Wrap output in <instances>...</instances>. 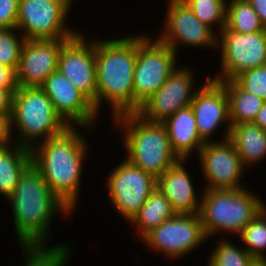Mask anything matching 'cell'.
<instances>
[{
	"label": "cell",
	"instance_id": "cell-1",
	"mask_svg": "<svg viewBox=\"0 0 266 266\" xmlns=\"http://www.w3.org/2000/svg\"><path fill=\"white\" fill-rule=\"evenodd\" d=\"M14 217L15 233L23 253H56L71 258V246L47 243L56 213L73 214L48 187L41 172L31 163L7 198ZM47 245V246H46Z\"/></svg>",
	"mask_w": 266,
	"mask_h": 266
},
{
	"label": "cell",
	"instance_id": "cell-2",
	"mask_svg": "<svg viewBox=\"0 0 266 266\" xmlns=\"http://www.w3.org/2000/svg\"><path fill=\"white\" fill-rule=\"evenodd\" d=\"M88 146L78 128L68 127L31 149L32 164L41 172L52 192L73 212L79 201Z\"/></svg>",
	"mask_w": 266,
	"mask_h": 266
},
{
	"label": "cell",
	"instance_id": "cell-3",
	"mask_svg": "<svg viewBox=\"0 0 266 266\" xmlns=\"http://www.w3.org/2000/svg\"><path fill=\"white\" fill-rule=\"evenodd\" d=\"M96 39V112L99 113L102 103L107 102L113 118L134 113L137 36L128 34L124 38Z\"/></svg>",
	"mask_w": 266,
	"mask_h": 266
},
{
	"label": "cell",
	"instance_id": "cell-4",
	"mask_svg": "<svg viewBox=\"0 0 266 266\" xmlns=\"http://www.w3.org/2000/svg\"><path fill=\"white\" fill-rule=\"evenodd\" d=\"M112 120L122 128L125 159L154 178L158 179L179 160L163 123L149 122L136 112L121 114Z\"/></svg>",
	"mask_w": 266,
	"mask_h": 266
},
{
	"label": "cell",
	"instance_id": "cell-5",
	"mask_svg": "<svg viewBox=\"0 0 266 266\" xmlns=\"http://www.w3.org/2000/svg\"><path fill=\"white\" fill-rule=\"evenodd\" d=\"M68 127L40 87H18L14 92L9 120L11 140L12 129L19 134L14 143L32 149L37 142L57 136Z\"/></svg>",
	"mask_w": 266,
	"mask_h": 266
},
{
	"label": "cell",
	"instance_id": "cell-6",
	"mask_svg": "<svg viewBox=\"0 0 266 266\" xmlns=\"http://www.w3.org/2000/svg\"><path fill=\"white\" fill-rule=\"evenodd\" d=\"M204 190L199 215L207 238L225 232L239 235L266 206L246 188Z\"/></svg>",
	"mask_w": 266,
	"mask_h": 266
},
{
	"label": "cell",
	"instance_id": "cell-7",
	"mask_svg": "<svg viewBox=\"0 0 266 266\" xmlns=\"http://www.w3.org/2000/svg\"><path fill=\"white\" fill-rule=\"evenodd\" d=\"M146 34H137L134 70V113L154 94L178 66L177 53L168 45Z\"/></svg>",
	"mask_w": 266,
	"mask_h": 266
},
{
	"label": "cell",
	"instance_id": "cell-8",
	"mask_svg": "<svg viewBox=\"0 0 266 266\" xmlns=\"http://www.w3.org/2000/svg\"><path fill=\"white\" fill-rule=\"evenodd\" d=\"M73 0H19L16 28L25 39H70L79 32L67 25Z\"/></svg>",
	"mask_w": 266,
	"mask_h": 266
},
{
	"label": "cell",
	"instance_id": "cell-9",
	"mask_svg": "<svg viewBox=\"0 0 266 266\" xmlns=\"http://www.w3.org/2000/svg\"><path fill=\"white\" fill-rule=\"evenodd\" d=\"M217 36L221 52V71L209 78L218 82L233 80L236 76L266 64V30L237 33L225 26Z\"/></svg>",
	"mask_w": 266,
	"mask_h": 266
},
{
	"label": "cell",
	"instance_id": "cell-10",
	"mask_svg": "<svg viewBox=\"0 0 266 266\" xmlns=\"http://www.w3.org/2000/svg\"><path fill=\"white\" fill-rule=\"evenodd\" d=\"M106 185L113 208L130 223L157 187V179L125 159L111 171Z\"/></svg>",
	"mask_w": 266,
	"mask_h": 266
},
{
	"label": "cell",
	"instance_id": "cell-11",
	"mask_svg": "<svg viewBox=\"0 0 266 266\" xmlns=\"http://www.w3.org/2000/svg\"><path fill=\"white\" fill-rule=\"evenodd\" d=\"M198 214H175L144 238L149 249L165 254L169 260H178L189 255L207 240Z\"/></svg>",
	"mask_w": 266,
	"mask_h": 266
},
{
	"label": "cell",
	"instance_id": "cell-12",
	"mask_svg": "<svg viewBox=\"0 0 266 266\" xmlns=\"http://www.w3.org/2000/svg\"><path fill=\"white\" fill-rule=\"evenodd\" d=\"M197 156L200 158V169L207 182L205 189L244 188L241 181L246 167L229 139L205 142Z\"/></svg>",
	"mask_w": 266,
	"mask_h": 266
},
{
	"label": "cell",
	"instance_id": "cell-13",
	"mask_svg": "<svg viewBox=\"0 0 266 266\" xmlns=\"http://www.w3.org/2000/svg\"><path fill=\"white\" fill-rule=\"evenodd\" d=\"M162 34L158 37L177 55L179 46L217 49L216 31L202 23L184 1L168 0Z\"/></svg>",
	"mask_w": 266,
	"mask_h": 266
},
{
	"label": "cell",
	"instance_id": "cell-14",
	"mask_svg": "<svg viewBox=\"0 0 266 266\" xmlns=\"http://www.w3.org/2000/svg\"><path fill=\"white\" fill-rule=\"evenodd\" d=\"M194 70L189 67H176L165 83L144 102L136 112L149 122L163 123L179 109L191 105L196 83Z\"/></svg>",
	"mask_w": 266,
	"mask_h": 266
},
{
	"label": "cell",
	"instance_id": "cell-15",
	"mask_svg": "<svg viewBox=\"0 0 266 266\" xmlns=\"http://www.w3.org/2000/svg\"><path fill=\"white\" fill-rule=\"evenodd\" d=\"M58 70L93 104L96 111L95 39L87 41L80 31L70 38L61 47Z\"/></svg>",
	"mask_w": 266,
	"mask_h": 266
},
{
	"label": "cell",
	"instance_id": "cell-16",
	"mask_svg": "<svg viewBox=\"0 0 266 266\" xmlns=\"http://www.w3.org/2000/svg\"><path fill=\"white\" fill-rule=\"evenodd\" d=\"M40 88L53 103L57 114L69 127H94L99 114L93 104L59 70L52 72ZM98 115V116H97Z\"/></svg>",
	"mask_w": 266,
	"mask_h": 266
},
{
	"label": "cell",
	"instance_id": "cell-17",
	"mask_svg": "<svg viewBox=\"0 0 266 266\" xmlns=\"http://www.w3.org/2000/svg\"><path fill=\"white\" fill-rule=\"evenodd\" d=\"M198 87L191 107L200 137L205 142L213 141V139L211 140L213 133L215 134L221 124L226 123L227 128L224 130L222 139H228L231 124L226 88L220 82L210 79L209 76L202 86Z\"/></svg>",
	"mask_w": 266,
	"mask_h": 266
},
{
	"label": "cell",
	"instance_id": "cell-18",
	"mask_svg": "<svg viewBox=\"0 0 266 266\" xmlns=\"http://www.w3.org/2000/svg\"><path fill=\"white\" fill-rule=\"evenodd\" d=\"M69 39H26L16 69L18 87H40L58 70L61 47Z\"/></svg>",
	"mask_w": 266,
	"mask_h": 266
},
{
	"label": "cell",
	"instance_id": "cell-19",
	"mask_svg": "<svg viewBox=\"0 0 266 266\" xmlns=\"http://www.w3.org/2000/svg\"><path fill=\"white\" fill-rule=\"evenodd\" d=\"M187 159H179L171 165L158 179L157 188L169 200L176 214H198L201 198L198 199L193 180L187 168Z\"/></svg>",
	"mask_w": 266,
	"mask_h": 266
},
{
	"label": "cell",
	"instance_id": "cell-20",
	"mask_svg": "<svg viewBox=\"0 0 266 266\" xmlns=\"http://www.w3.org/2000/svg\"><path fill=\"white\" fill-rule=\"evenodd\" d=\"M163 124L167 129L172 150L179 159H190L193 151L198 154L205 141L198 133L191 105L179 109Z\"/></svg>",
	"mask_w": 266,
	"mask_h": 266
},
{
	"label": "cell",
	"instance_id": "cell-21",
	"mask_svg": "<svg viewBox=\"0 0 266 266\" xmlns=\"http://www.w3.org/2000/svg\"><path fill=\"white\" fill-rule=\"evenodd\" d=\"M237 150L242 164L258 165L266 158V131L253 122H243L231 126L228 138Z\"/></svg>",
	"mask_w": 266,
	"mask_h": 266
},
{
	"label": "cell",
	"instance_id": "cell-22",
	"mask_svg": "<svg viewBox=\"0 0 266 266\" xmlns=\"http://www.w3.org/2000/svg\"><path fill=\"white\" fill-rule=\"evenodd\" d=\"M31 163V149L12 142L0 146V194L7 199Z\"/></svg>",
	"mask_w": 266,
	"mask_h": 266
},
{
	"label": "cell",
	"instance_id": "cell-23",
	"mask_svg": "<svg viewBox=\"0 0 266 266\" xmlns=\"http://www.w3.org/2000/svg\"><path fill=\"white\" fill-rule=\"evenodd\" d=\"M175 214L169 200L156 187L129 224L135 225L138 229L137 234L142 240L155 227L171 219Z\"/></svg>",
	"mask_w": 266,
	"mask_h": 266
},
{
	"label": "cell",
	"instance_id": "cell-24",
	"mask_svg": "<svg viewBox=\"0 0 266 266\" xmlns=\"http://www.w3.org/2000/svg\"><path fill=\"white\" fill-rule=\"evenodd\" d=\"M220 83L226 88L228 94L231 126L243 122H253L265 101L241 89L233 80H225Z\"/></svg>",
	"mask_w": 266,
	"mask_h": 266
},
{
	"label": "cell",
	"instance_id": "cell-25",
	"mask_svg": "<svg viewBox=\"0 0 266 266\" xmlns=\"http://www.w3.org/2000/svg\"><path fill=\"white\" fill-rule=\"evenodd\" d=\"M225 27L237 33L264 31L266 27L247 0H228Z\"/></svg>",
	"mask_w": 266,
	"mask_h": 266
},
{
	"label": "cell",
	"instance_id": "cell-26",
	"mask_svg": "<svg viewBox=\"0 0 266 266\" xmlns=\"http://www.w3.org/2000/svg\"><path fill=\"white\" fill-rule=\"evenodd\" d=\"M246 251L258 262H266V206L258 213L238 235Z\"/></svg>",
	"mask_w": 266,
	"mask_h": 266
},
{
	"label": "cell",
	"instance_id": "cell-27",
	"mask_svg": "<svg viewBox=\"0 0 266 266\" xmlns=\"http://www.w3.org/2000/svg\"><path fill=\"white\" fill-rule=\"evenodd\" d=\"M211 251L207 266H257L258 261L244 246L236 247L228 239H222Z\"/></svg>",
	"mask_w": 266,
	"mask_h": 266
},
{
	"label": "cell",
	"instance_id": "cell-28",
	"mask_svg": "<svg viewBox=\"0 0 266 266\" xmlns=\"http://www.w3.org/2000/svg\"><path fill=\"white\" fill-rule=\"evenodd\" d=\"M194 15L213 30L219 32L226 24L227 0H184ZM214 27V28H213Z\"/></svg>",
	"mask_w": 266,
	"mask_h": 266
},
{
	"label": "cell",
	"instance_id": "cell-29",
	"mask_svg": "<svg viewBox=\"0 0 266 266\" xmlns=\"http://www.w3.org/2000/svg\"><path fill=\"white\" fill-rule=\"evenodd\" d=\"M17 28L0 29V64L6 67H18L25 37ZM20 37V38H19Z\"/></svg>",
	"mask_w": 266,
	"mask_h": 266
},
{
	"label": "cell",
	"instance_id": "cell-30",
	"mask_svg": "<svg viewBox=\"0 0 266 266\" xmlns=\"http://www.w3.org/2000/svg\"><path fill=\"white\" fill-rule=\"evenodd\" d=\"M233 81L243 90L266 101V64L242 72Z\"/></svg>",
	"mask_w": 266,
	"mask_h": 266
},
{
	"label": "cell",
	"instance_id": "cell-31",
	"mask_svg": "<svg viewBox=\"0 0 266 266\" xmlns=\"http://www.w3.org/2000/svg\"><path fill=\"white\" fill-rule=\"evenodd\" d=\"M19 0H0V29L16 28Z\"/></svg>",
	"mask_w": 266,
	"mask_h": 266
},
{
	"label": "cell",
	"instance_id": "cell-32",
	"mask_svg": "<svg viewBox=\"0 0 266 266\" xmlns=\"http://www.w3.org/2000/svg\"><path fill=\"white\" fill-rule=\"evenodd\" d=\"M0 88L17 89L16 70L0 64Z\"/></svg>",
	"mask_w": 266,
	"mask_h": 266
},
{
	"label": "cell",
	"instance_id": "cell-33",
	"mask_svg": "<svg viewBox=\"0 0 266 266\" xmlns=\"http://www.w3.org/2000/svg\"><path fill=\"white\" fill-rule=\"evenodd\" d=\"M17 89L0 88V116L11 117L12 113V98Z\"/></svg>",
	"mask_w": 266,
	"mask_h": 266
},
{
	"label": "cell",
	"instance_id": "cell-34",
	"mask_svg": "<svg viewBox=\"0 0 266 266\" xmlns=\"http://www.w3.org/2000/svg\"><path fill=\"white\" fill-rule=\"evenodd\" d=\"M266 27V0H247Z\"/></svg>",
	"mask_w": 266,
	"mask_h": 266
},
{
	"label": "cell",
	"instance_id": "cell-35",
	"mask_svg": "<svg viewBox=\"0 0 266 266\" xmlns=\"http://www.w3.org/2000/svg\"><path fill=\"white\" fill-rule=\"evenodd\" d=\"M10 117L0 116V140H11L9 130Z\"/></svg>",
	"mask_w": 266,
	"mask_h": 266
},
{
	"label": "cell",
	"instance_id": "cell-36",
	"mask_svg": "<svg viewBox=\"0 0 266 266\" xmlns=\"http://www.w3.org/2000/svg\"><path fill=\"white\" fill-rule=\"evenodd\" d=\"M253 123L261 127L264 131H266V101L264 102L260 110L257 112Z\"/></svg>",
	"mask_w": 266,
	"mask_h": 266
},
{
	"label": "cell",
	"instance_id": "cell-37",
	"mask_svg": "<svg viewBox=\"0 0 266 266\" xmlns=\"http://www.w3.org/2000/svg\"><path fill=\"white\" fill-rule=\"evenodd\" d=\"M12 141L11 140H0V146H3V145H6V144H9L11 143Z\"/></svg>",
	"mask_w": 266,
	"mask_h": 266
},
{
	"label": "cell",
	"instance_id": "cell-38",
	"mask_svg": "<svg viewBox=\"0 0 266 266\" xmlns=\"http://www.w3.org/2000/svg\"><path fill=\"white\" fill-rule=\"evenodd\" d=\"M68 259L69 257H66L58 266H67V262L69 261Z\"/></svg>",
	"mask_w": 266,
	"mask_h": 266
},
{
	"label": "cell",
	"instance_id": "cell-39",
	"mask_svg": "<svg viewBox=\"0 0 266 266\" xmlns=\"http://www.w3.org/2000/svg\"><path fill=\"white\" fill-rule=\"evenodd\" d=\"M257 266H266V262H259Z\"/></svg>",
	"mask_w": 266,
	"mask_h": 266
}]
</instances>
